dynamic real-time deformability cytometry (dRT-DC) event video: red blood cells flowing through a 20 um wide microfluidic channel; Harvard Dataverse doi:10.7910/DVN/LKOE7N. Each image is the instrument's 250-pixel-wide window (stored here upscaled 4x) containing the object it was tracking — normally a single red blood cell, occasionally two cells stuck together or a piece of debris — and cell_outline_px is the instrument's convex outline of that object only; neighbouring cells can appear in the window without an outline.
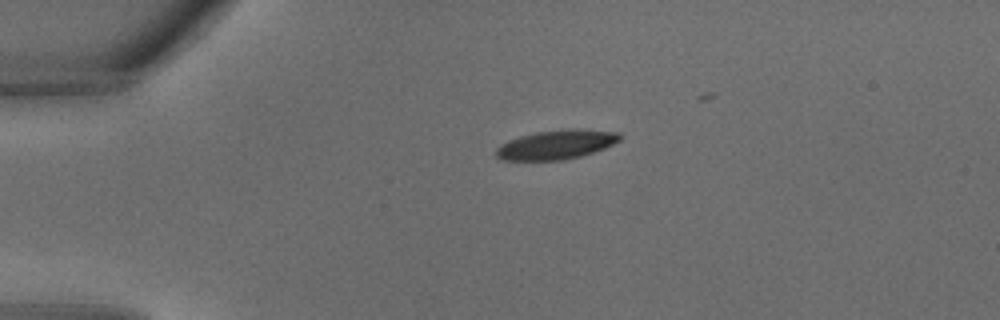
{"species": "common noctule bat (a hibernating species)", "species_latin": "Nyctalus noctula", "temperature_condition": "warm", "stored_images_in_passage": 9, "camera_frame_rate_fps": 3000, "um_per_image_px": 0.085, "animal": {"sex": "male", "body_mass_g": 18.8}, "frame": {"image": 1, "passage_image": 1, "time_ms": 0.0, "image_size_px": [1000, 320], "cell_outline_px": [[620, 140], [604, 148], [580, 156], [560, 160], [504, 160], [496, 156], [496, 148], [500, 144], [508, 140], [520, 136], [536, 132], [572, 128], [620, 132]], "centroid_in_image_um": [47.27, 12.28], "position_along_channel_um": 37.7, "area_um2": 20.92}}
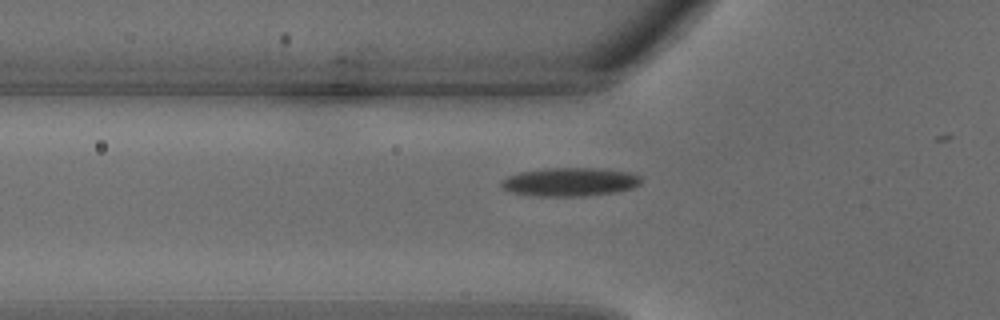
{"frame": {"image": 2, "passage_image": 5, "time_ms": 1.333, "image_size_px": [1000, 320], "cell_outline_px": [[640, 184], [632, 188], [616, 192], [584, 196], [532, 196], [512, 192], [504, 188], [500, 184], [500, 180], [508, 176], [520, 172], [548, 168], [596, 168], [628, 172], [640, 176]], "centroid_in_image_um": [48.42, 15.47], "position_along_channel_um": 77.4, "area_um2": 23.18}}
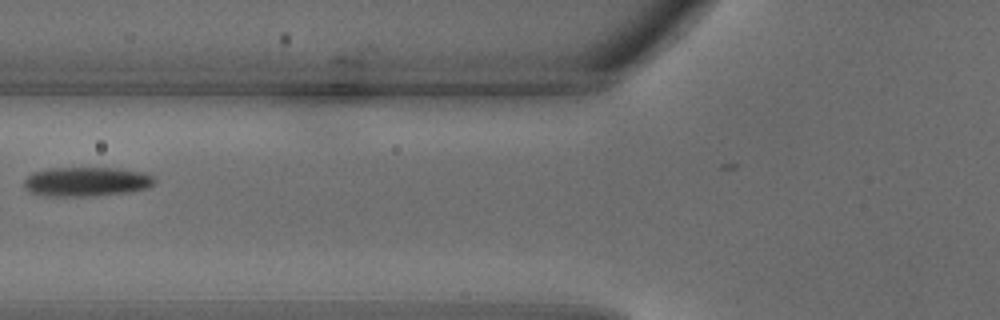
{"frame": {"image": 3, "passage_image": 7, "time_ms": 2.0, "image_size_px": [1000, 320], "cell_outline_px": [[156, 180], [148, 188], [128, 192], [92, 196], [44, 196], [28, 192], [24, 188], [24, 180], [32, 172], [48, 168], [116, 168], [144, 172], [152, 176]], "centroid_in_image_um": [7.31, 15.44], "position_along_channel_um": 118.5, "area_um2": 22.48}}